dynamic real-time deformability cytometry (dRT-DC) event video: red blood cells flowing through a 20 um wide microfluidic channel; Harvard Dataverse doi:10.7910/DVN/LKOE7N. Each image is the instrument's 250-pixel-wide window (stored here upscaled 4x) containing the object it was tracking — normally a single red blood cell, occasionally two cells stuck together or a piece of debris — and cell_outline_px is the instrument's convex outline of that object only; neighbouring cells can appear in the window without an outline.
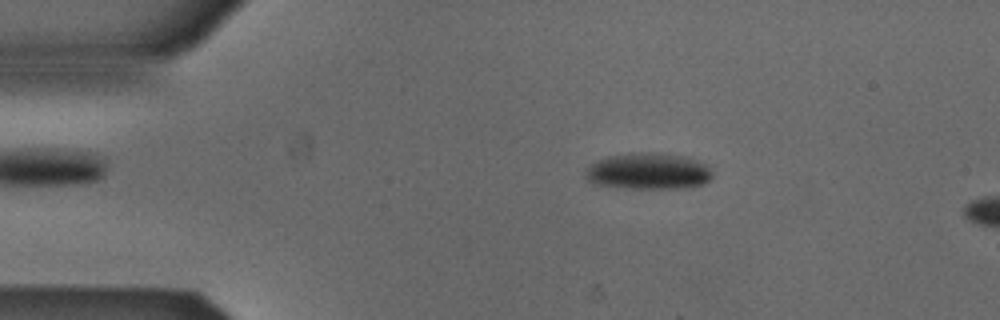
{"species": "Egyptian fruit bat (a non-hibernating species)", "species_latin": "Rousettus aegyptiacus", "temperature_condition": "cold", "stored_images_in_passage": 4, "camera_frame_rate_fps": 3000, "um_per_image_px": 0.085, "animal": {"sex": "male"}, "frame": {"image": 1, "passage_image": 2, "time_ms": 0.333, "image_size_px": [1000, 320], "cell_outline_px": [[712, 176], [704, 184], [692, 188], [624, 188], [592, 184], [584, 176], [584, 172], [592, 164], [608, 156], [640, 152], [656, 152], [684, 156], [708, 164], [712, 172]], "centroid_in_image_um": [55.14, 14.56], "position_along_channel_um": 29.9, "area_um2": 27.17}}